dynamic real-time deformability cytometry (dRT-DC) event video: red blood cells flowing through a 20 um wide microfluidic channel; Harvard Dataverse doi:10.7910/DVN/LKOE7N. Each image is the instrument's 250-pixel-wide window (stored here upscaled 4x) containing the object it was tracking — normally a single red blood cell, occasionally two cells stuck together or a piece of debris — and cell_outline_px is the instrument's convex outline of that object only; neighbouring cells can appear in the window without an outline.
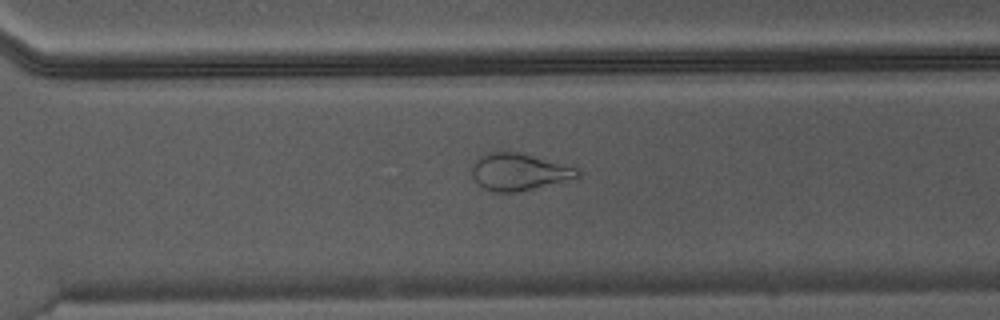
{"species": "Egyptian fruit bat (a non-hibernating species)", "species_latin": "Rousettus aegyptiacus", "temperature_condition": "warm", "stored_images_in_passage": 31, "camera_frame_rate_fps": 3000, "um_per_image_px": 0.085, "animal": {"sex": "male"}, "frame": {"image": 1, "passage_image": 18, "time_ms": 5.667, "image_size_px": [1000, 320], "cell_outline_px": [[580, 180], [516, 192], [492, 192], [484, 188], [472, 176], [472, 160], [488, 152], [520, 152], [576, 168], [580, 172]], "centroid_in_image_um": [44.16, 14.63], "position_along_channel_um": 326.4, "area_um2": 23.24}}
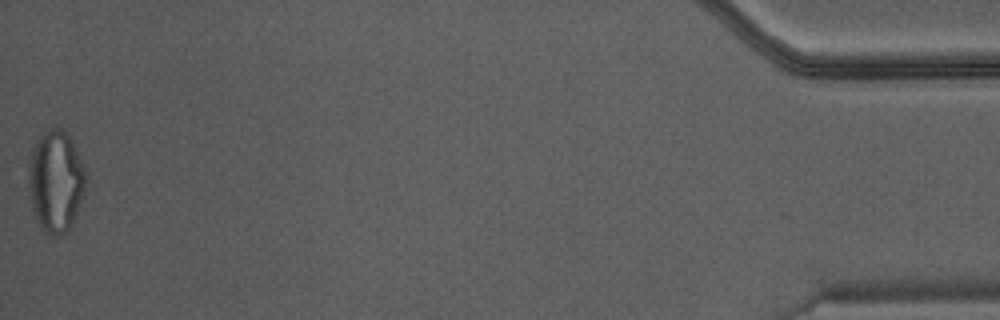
{"frame": {"image": 2, "passage_image": 31, "time_ms": 10.0, "image_size_px": [1000, 320], "cell_outline_px": [[84, 184], [80, 200], [76, 212], [68, 228], [60, 236], [48, 236], [36, 220], [32, 208], [28, 180], [28, 168], [32, 148], [36, 140], [52, 124], [64, 128], [76, 152], [84, 172]], "centroid_in_image_um": [4.67, 15.37], "position_along_channel_um": 430.5, "area_um2": 33.23}}